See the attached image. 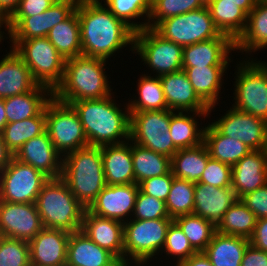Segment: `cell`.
<instances>
[{
  "mask_svg": "<svg viewBox=\"0 0 267 266\" xmlns=\"http://www.w3.org/2000/svg\"><path fill=\"white\" fill-rule=\"evenodd\" d=\"M82 55L107 60L128 44L134 51L135 31L116 18L100 0L77 3Z\"/></svg>",
  "mask_w": 267,
  "mask_h": 266,
  "instance_id": "1",
  "label": "cell"
},
{
  "mask_svg": "<svg viewBox=\"0 0 267 266\" xmlns=\"http://www.w3.org/2000/svg\"><path fill=\"white\" fill-rule=\"evenodd\" d=\"M111 96L98 100H80L67 103L78 114L88 144L91 146L120 144L130 139L128 104L125 108L127 112H123L117 107V103H114L116 101Z\"/></svg>",
  "mask_w": 267,
  "mask_h": 266,
  "instance_id": "2",
  "label": "cell"
},
{
  "mask_svg": "<svg viewBox=\"0 0 267 266\" xmlns=\"http://www.w3.org/2000/svg\"><path fill=\"white\" fill-rule=\"evenodd\" d=\"M106 61L85 55L67 59L62 81L53 91V97L64 103H73L112 95L104 70Z\"/></svg>",
  "mask_w": 267,
  "mask_h": 266,
  "instance_id": "3",
  "label": "cell"
},
{
  "mask_svg": "<svg viewBox=\"0 0 267 266\" xmlns=\"http://www.w3.org/2000/svg\"><path fill=\"white\" fill-rule=\"evenodd\" d=\"M63 157L61 179L87 209L107 185L101 147L88 145Z\"/></svg>",
  "mask_w": 267,
  "mask_h": 266,
  "instance_id": "4",
  "label": "cell"
},
{
  "mask_svg": "<svg viewBox=\"0 0 267 266\" xmlns=\"http://www.w3.org/2000/svg\"><path fill=\"white\" fill-rule=\"evenodd\" d=\"M44 228L81 230L85 208L61 178L49 179L35 201Z\"/></svg>",
  "mask_w": 267,
  "mask_h": 266,
  "instance_id": "5",
  "label": "cell"
},
{
  "mask_svg": "<svg viewBox=\"0 0 267 266\" xmlns=\"http://www.w3.org/2000/svg\"><path fill=\"white\" fill-rule=\"evenodd\" d=\"M12 49L29 67L33 80L52 92L61 83L66 60L47 37L10 40Z\"/></svg>",
  "mask_w": 267,
  "mask_h": 266,
  "instance_id": "6",
  "label": "cell"
},
{
  "mask_svg": "<svg viewBox=\"0 0 267 266\" xmlns=\"http://www.w3.org/2000/svg\"><path fill=\"white\" fill-rule=\"evenodd\" d=\"M128 220L124 222V264L132 259L136 265H144L162 252L173 219Z\"/></svg>",
  "mask_w": 267,
  "mask_h": 266,
  "instance_id": "7",
  "label": "cell"
},
{
  "mask_svg": "<svg viewBox=\"0 0 267 266\" xmlns=\"http://www.w3.org/2000/svg\"><path fill=\"white\" fill-rule=\"evenodd\" d=\"M45 118L46 132L62 157L89 145L78 114L70 104L52 96L45 106Z\"/></svg>",
  "mask_w": 267,
  "mask_h": 266,
  "instance_id": "8",
  "label": "cell"
},
{
  "mask_svg": "<svg viewBox=\"0 0 267 266\" xmlns=\"http://www.w3.org/2000/svg\"><path fill=\"white\" fill-rule=\"evenodd\" d=\"M253 61L239 64L233 108L267 122V63Z\"/></svg>",
  "mask_w": 267,
  "mask_h": 266,
  "instance_id": "9",
  "label": "cell"
},
{
  "mask_svg": "<svg viewBox=\"0 0 267 266\" xmlns=\"http://www.w3.org/2000/svg\"><path fill=\"white\" fill-rule=\"evenodd\" d=\"M171 110L130 112V139L135 144L171 158L179 149L170 130Z\"/></svg>",
  "mask_w": 267,
  "mask_h": 266,
  "instance_id": "10",
  "label": "cell"
},
{
  "mask_svg": "<svg viewBox=\"0 0 267 266\" xmlns=\"http://www.w3.org/2000/svg\"><path fill=\"white\" fill-rule=\"evenodd\" d=\"M153 30L165 40L183 47L216 38L221 34L214 25L207 6L166 18Z\"/></svg>",
  "mask_w": 267,
  "mask_h": 266,
  "instance_id": "11",
  "label": "cell"
},
{
  "mask_svg": "<svg viewBox=\"0 0 267 266\" xmlns=\"http://www.w3.org/2000/svg\"><path fill=\"white\" fill-rule=\"evenodd\" d=\"M134 51L156 76L182 70L183 46L165 40L151 28L135 32Z\"/></svg>",
  "mask_w": 267,
  "mask_h": 266,
  "instance_id": "12",
  "label": "cell"
},
{
  "mask_svg": "<svg viewBox=\"0 0 267 266\" xmlns=\"http://www.w3.org/2000/svg\"><path fill=\"white\" fill-rule=\"evenodd\" d=\"M48 180L42 172L13 156L7 167L0 172V201L35 203Z\"/></svg>",
  "mask_w": 267,
  "mask_h": 266,
  "instance_id": "13",
  "label": "cell"
},
{
  "mask_svg": "<svg viewBox=\"0 0 267 266\" xmlns=\"http://www.w3.org/2000/svg\"><path fill=\"white\" fill-rule=\"evenodd\" d=\"M211 124L222 135L243 142L252 151L267 150V122L263 119L232 107Z\"/></svg>",
  "mask_w": 267,
  "mask_h": 266,
  "instance_id": "14",
  "label": "cell"
},
{
  "mask_svg": "<svg viewBox=\"0 0 267 266\" xmlns=\"http://www.w3.org/2000/svg\"><path fill=\"white\" fill-rule=\"evenodd\" d=\"M74 0H57L49 9L31 17H9L11 40L46 37L57 24L66 20L76 9Z\"/></svg>",
  "mask_w": 267,
  "mask_h": 266,
  "instance_id": "15",
  "label": "cell"
},
{
  "mask_svg": "<svg viewBox=\"0 0 267 266\" xmlns=\"http://www.w3.org/2000/svg\"><path fill=\"white\" fill-rule=\"evenodd\" d=\"M43 228L35 203L0 201V236L30 242Z\"/></svg>",
  "mask_w": 267,
  "mask_h": 266,
  "instance_id": "16",
  "label": "cell"
},
{
  "mask_svg": "<svg viewBox=\"0 0 267 266\" xmlns=\"http://www.w3.org/2000/svg\"><path fill=\"white\" fill-rule=\"evenodd\" d=\"M138 191L137 183L106 185L87 210L99 217L124 223L125 217L133 216L130 212L134 211Z\"/></svg>",
  "mask_w": 267,
  "mask_h": 266,
  "instance_id": "17",
  "label": "cell"
},
{
  "mask_svg": "<svg viewBox=\"0 0 267 266\" xmlns=\"http://www.w3.org/2000/svg\"><path fill=\"white\" fill-rule=\"evenodd\" d=\"M169 110L182 112H211L197 95L184 70L159 76Z\"/></svg>",
  "mask_w": 267,
  "mask_h": 266,
  "instance_id": "18",
  "label": "cell"
},
{
  "mask_svg": "<svg viewBox=\"0 0 267 266\" xmlns=\"http://www.w3.org/2000/svg\"><path fill=\"white\" fill-rule=\"evenodd\" d=\"M70 232L43 228L30 242L31 266H66Z\"/></svg>",
  "mask_w": 267,
  "mask_h": 266,
  "instance_id": "19",
  "label": "cell"
},
{
  "mask_svg": "<svg viewBox=\"0 0 267 266\" xmlns=\"http://www.w3.org/2000/svg\"><path fill=\"white\" fill-rule=\"evenodd\" d=\"M14 157L49 179L61 178L63 157L56 151L47 132L25 142Z\"/></svg>",
  "mask_w": 267,
  "mask_h": 266,
  "instance_id": "20",
  "label": "cell"
},
{
  "mask_svg": "<svg viewBox=\"0 0 267 266\" xmlns=\"http://www.w3.org/2000/svg\"><path fill=\"white\" fill-rule=\"evenodd\" d=\"M234 50L235 42L221 33L216 38L184 46L183 67H228L231 60L228 53Z\"/></svg>",
  "mask_w": 267,
  "mask_h": 266,
  "instance_id": "21",
  "label": "cell"
},
{
  "mask_svg": "<svg viewBox=\"0 0 267 266\" xmlns=\"http://www.w3.org/2000/svg\"><path fill=\"white\" fill-rule=\"evenodd\" d=\"M81 231L124 264V223L84 211Z\"/></svg>",
  "mask_w": 267,
  "mask_h": 266,
  "instance_id": "22",
  "label": "cell"
},
{
  "mask_svg": "<svg viewBox=\"0 0 267 266\" xmlns=\"http://www.w3.org/2000/svg\"><path fill=\"white\" fill-rule=\"evenodd\" d=\"M267 184V150L251 151L232 166L231 187L237 199Z\"/></svg>",
  "mask_w": 267,
  "mask_h": 266,
  "instance_id": "23",
  "label": "cell"
},
{
  "mask_svg": "<svg viewBox=\"0 0 267 266\" xmlns=\"http://www.w3.org/2000/svg\"><path fill=\"white\" fill-rule=\"evenodd\" d=\"M236 200L237 197L232 187L218 188L196 182L193 214L211 221L217 226L225 212Z\"/></svg>",
  "mask_w": 267,
  "mask_h": 266,
  "instance_id": "24",
  "label": "cell"
},
{
  "mask_svg": "<svg viewBox=\"0 0 267 266\" xmlns=\"http://www.w3.org/2000/svg\"><path fill=\"white\" fill-rule=\"evenodd\" d=\"M109 251L94 243L81 230L72 232L67 246L66 266H122Z\"/></svg>",
  "mask_w": 267,
  "mask_h": 266,
  "instance_id": "25",
  "label": "cell"
},
{
  "mask_svg": "<svg viewBox=\"0 0 267 266\" xmlns=\"http://www.w3.org/2000/svg\"><path fill=\"white\" fill-rule=\"evenodd\" d=\"M37 85L29 67L11 48L0 60V98L28 93Z\"/></svg>",
  "mask_w": 267,
  "mask_h": 266,
  "instance_id": "26",
  "label": "cell"
},
{
  "mask_svg": "<svg viewBox=\"0 0 267 266\" xmlns=\"http://www.w3.org/2000/svg\"><path fill=\"white\" fill-rule=\"evenodd\" d=\"M101 146V158L107 185L134 183L131 141Z\"/></svg>",
  "mask_w": 267,
  "mask_h": 266,
  "instance_id": "27",
  "label": "cell"
},
{
  "mask_svg": "<svg viewBox=\"0 0 267 266\" xmlns=\"http://www.w3.org/2000/svg\"><path fill=\"white\" fill-rule=\"evenodd\" d=\"M52 96L53 92L48 87L37 85L28 93L5 98L7 124L37 116Z\"/></svg>",
  "mask_w": 267,
  "mask_h": 266,
  "instance_id": "28",
  "label": "cell"
},
{
  "mask_svg": "<svg viewBox=\"0 0 267 266\" xmlns=\"http://www.w3.org/2000/svg\"><path fill=\"white\" fill-rule=\"evenodd\" d=\"M250 240L245 237L215 232L203 251L213 266H241L245 249Z\"/></svg>",
  "mask_w": 267,
  "mask_h": 266,
  "instance_id": "29",
  "label": "cell"
},
{
  "mask_svg": "<svg viewBox=\"0 0 267 266\" xmlns=\"http://www.w3.org/2000/svg\"><path fill=\"white\" fill-rule=\"evenodd\" d=\"M267 47V0H257L247 17L244 32L235 41V49L255 52Z\"/></svg>",
  "mask_w": 267,
  "mask_h": 266,
  "instance_id": "30",
  "label": "cell"
},
{
  "mask_svg": "<svg viewBox=\"0 0 267 266\" xmlns=\"http://www.w3.org/2000/svg\"><path fill=\"white\" fill-rule=\"evenodd\" d=\"M203 143L211 158L233 166L252 150L243 142L222 135L212 124L204 130Z\"/></svg>",
  "mask_w": 267,
  "mask_h": 266,
  "instance_id": "31",
  "label": "cell"
},
{
  "mask_svg": "<svg viewBox=\"0 0 267 266\" xmlns=\"http://www.w3.org/2000/svg\"><path fill=\"white\" fill-rule=\"evenodd\" d=\"M209 158L204 143L192 148L179 149L171 157V172L175 178L199 182Z\"/></svg>",
  "mask_w": 267,
  "mask_h": 266,
  "instance_id": "32",
  "label": "cell"
},
{
  "mask_svg": "<svg viewBox=\"0 0 267 266\" xmlns=\"http://www.w3.org/2000/svg\"><path fill=\"white\" fill-rule=\"evenodd\" d=\"M227 67H182L197 95L213 109L221 92Z\"/></svg>",
  "mask_w": 267,
  "mask_h": 266,
  "instance_id": "33",
  "label": "cell"
},
{
  "mask_svg": "<svg viewBox=\"0 0 267 266\" xmlns=\"http://www.w3.org/2000/svg\"><path fill=\"white\" fill-rule=\"evenodd\" d=\"M46 37L65 60L82 55L77 11L75 10L66 20L55 25Z\"/></svg>",
  "mask_w": 267,
  "mask_h": 266,
  "instance_id": "34",
  "label": "cell"
},
{
  "mask_svg": "<svg viewBox=\"0 0 267 266\" xmlns=\"http://www.w3.org/2000/svg\"><path fill=\"white\" fill-rule=\"evenodd\" d=\"M183 113L178 111L175 113L171 110L170 134L174 145L178 149L192 148L199 146L204 140L205 128H198L199 124L195 121V117L208 116L209 112H193L192 117L190 112ZM190 114V115H188Z\"/></svg>",
  "mask_w": 267,
  "mask_h": 266,
  "instance_id": "35",
  "label": "cell"
},
{
  "mask_svg": "<svg viewBox=\"0 0 267 266\" xmlns=\"http://www.w3.org/2000/svg\"><path fill=\"white\" fill-rule=\"evenodd\" d=\"M214 25L234 42L244 32L248 14L231 2H207Z\"/></svg>",
  "mask_w": 267,
  "mask_h": 266,
  "instance_id": "36",
  "label": "cell"
},
{
  "mask_svg": "<svg viewBox=\"0 0 267 266\" xmlns=\"http://www.w3.org/2000/svg\"><path fill=\"white\" fill-rule=\"evenodd\" d=\"M134 167V183L168 174L171 171V158L131 142Z\"/></svg>",
  "mask_w": 267,
  "mask_h": 266,
  "instance_id": "37",
  "label": "cell"
},
{
  "mask_svg": "<svg viewBox=\"0 0 267 266\" xmlns=\"http://www.w3.org/2000/svg\"><path fill=\"white\" fill-rule=\"evenodd\" d=\"M46 132L45 108L35 117L8 123L1 133L7 149L13 156L25 142Z\"/></svg>",
  "mask_w": 267,
  "mask_h": 266,
  "instance_id": "38",
  "label": "cell"
},
{
  "mask_svg": "<svg viewBox=\"0 0 267 266\" xmlns=\"http://www.w3.org/2000/svg\"><path fill=\"white\" fill-rule=\"evenodd\" d=\"M257 218L246 205L237 199L225 212L223 219L216 226L221 234L240 236L250 239L253 236Z\"/></svg>",
  "mask_w": 267,
  "mask_h": 266,
  "instance_id": "39",
  "label": "cell"
},
{
  "mask_svg": "<svg viewBox=\"0 0 267 266\" xmlns=\"http://www.w3.org/2000/svg\"><path fill=\"white\" fill-rule=\"evenodd\" d=\"M138 100L128 103L130 112L158 111L169 109L167 107L164 92L159 76L143 75L138 79Z\"/></svg>",
  "mask_w": 267,
  "mask_h": 266,
  "instance_id": "40",
  "label": "cell"
},
{
  "mask_svg": "<svg viewBox=\"0 0 267 266\" xmlns=\"http://www.w3.org/2000/svg\"><path fill=\"white\" fill-rule=\"evenodd\" d=\"M173 221L197 252H203L206 249L216 232V226L211 221L194 214L179 216Z\"/></svg>",
  "mask_w": 267,
  "mask_h": 266,
  "instance_id": "41",
  "label": "cell"
},
{
  "mask_svg": "<svg viewBox=\"0 0 267 266\" xmlns=\"http://www.w3.org/2000/svg\"><path fill=\"white\" fill-rule=\"evenodd\" d=\"M195 183L185 179L173 178L170 192L165 201L171 219L193 214Z\"/></svg>",
  "mask_w": 267,
  "mask_h": 266,
  "instance_id": "42",
  "label": "cell"
},
{
  "mask_svg": "<svg viewBox=\"0 0 267 266\" xmlns=\"http://www.w3.org/2000/svg\"><path fill=\"white\" fill-rule=\"evenodd\" d=\"M106 7L109 11L118 19L125 22L135 32L143 30L148 27L146 21L131 22L130 20L140 18V16H146L149 21L150 15V2L151 0H105ZM138 23V24H137Z\"/></svg>",
  "mask_w": 267,
  "mask_h": 266,
  "instance_id": "43",
  "label": "cell"
},
{
  "mask_svg": "<svg viewBox=\"0 0 267 266\" xmlns=\"http://www.w3.org/2000/svg\"><path fill=\"white\" fill-rule=\"evenodd\" d=\"M207 6V0H151L148 28L160 21ZM151 20V21H150Z\"/></svg>",
  "mask_w": 267,
  "mask_h": 266,
  "instance_id": "44",
  "label": "cell"
},
{
  "mask_svg": "<svg viewBox=\"0 0 267 266\" xmlns=\"http://www.w3.org/2000/svg\"><path fill=\"white\" fill-rule=\"evenodd\" d=\"M0 266H31L29 242L0 236Z\"/></svg>",
  "mask_w": 267,
  "mask_h": 266,
  "instance_id": "45",
  "label": "cell"
},
{
  "mask_svg": "<svg viewBox=\"0 0 267 266\" xmlns=\"http://www.w3.org/2000/svg\"><path fill=\"white\" fill-rule=\"evenodd\" d=\"M163 250L167 255L175 256V258L177 256L176 266H180L191 255L197 253L189 239L174 221L168 227Z\"/></svg>",
  "mask_w": 267,
  "mask_h": 266,
  "instance_id": "46",
  "label": "cell"
},
{
  "mask_svg": "<svg viewBox=\"0 0 267 266\" xmlns=\"http://www.w3.org/2000/svg\"><path fill=\"white\" fill-rule=\"evenodd\" d=\"M133 213V219L136 220L171 219L164 201L146 195L140 190L136 197Z\"/></svg>",
  "mask_w": 267,
  "mask_h": 266,
  "instance_id": "47",
  "label": "cell"
},
{
  "mask_svg": "<svg viewBox=\"0 0 267 266\" xmlns=\"http://www.w3.org/2000/svg\"><path fill=\"white\" fill-rule=\"evenodd\" d=\"M231 179L232 166L210 157L199 182L218 188H226L231 187Z\"/></svg>",
  "mask_w": 267,
  "mask_h": 266,
  "instance_id": "48",
  "label": "cell"
},
{
  "mask_svg": "<svg viewBox=\"0 0 267 266\" xmlns=\"http://www.w3.org/2000/svg\"><path fill=\"white\" fill-rule=\"evenodd\" d=\"M173 178L174 176L170 171L168 174L162 176L145 179L138 184L139 190L146 195L165 202L170 192Z\"/></svg>",
  "mask_w": 267,
  "mask_h": 266,
  "instance_id": "49",
  "label": "cell"
},
{
  "mask_svg": "<svg viewBox=\"0 0 267 266\" xmlns=\"http://www.w3.org/2000/svg\"><path fill=\"white\" fill-rule=\"evenodd\" d=\"M240 199L257 219L267 217V184L245 194Z\"/></svg>",
  "mask_w": 267,
  "mask_h": 266,
  "instance_id": "50",
  "label": "cell"
},
{
  "mask_svg": "<svg viewBox=\"0 0 267 266\" xmlns=\"http://www.w3.org/2000/svg\"><path fill=\"white\" fill-rule=\"evenodd\" d=\"M57 0H21L10 17H31L49 9Z\"/></svg>",
  "mask_w": 267,
  "mask_h": 266,
  "instance_id": "51",
  "label": "cell"
},
{
  "mask_svg": "<svg viewBox=\"0 0 267 266\" xmlns=\"http://www.w3.org/2000/svg\"><path fill=\"white\" fill-rule=\"evenodd\" d=\"M249 240L253 247L267 252V217L257 219L253 236Z\"/></svg>",
  "mask_w": 267,
  "mask_h": 266,
  "instance_id": "52",
  "label": "cell"
},
{
  "mask_svg": "<svg viewBox=\"0 0 267 266\" xmlns=\"http://www.w3.org/2000/svg\"><path fill=\"white\" fill-rule=\"evenodd\" d=\"M241 266H267V252L249 244L245 249Z\"/></svg>",
  "mask_w": 267,
  "mask_h": 266,
  "instance_id": "53",
  "label": "cell"
},
{
  "mask_svg": "<svg viewBox=\"0 0 267 266\" xmlns=\"http://www.w3.org/2000/svg\"><path fill=\"white\" fill-rule=\"evenodd\" d=\"M180 266H213L204 252H197L186 259Z\"/></svg>",
  "mask_w": 267,
  "mask_h": 266,
  "instance_id": "54",
  "label": "cell"
},
{
  "mask_svg": "<svg viewBox=\"0 0 267 266\" xmlns=\"http://www.w3.org/2000/svg\"><path fill=\"white\" fill-rule=\"evenodd\" d=\"M13 154L7 149L6 144L0 134V172H2L10 163Z\"/></svg>",
  "mask_w": 267,
  "mask_h": 266,
  "instance_id": "55",
  "label": "cell"
},
{
  "mask_svg": "<svg viewBox=\"0 0 267 266\" xmlns=\"http://www.w3.org/2000/svg\"><path fill=\"white\" fill-rule=\"evenodd\" d=\"M207 2H231L243 9L247 14L255 7L257 0H207Z\"/></svg>",
  "mask_w": 267,
  "mask_h": 266,
  "instance_id": "56",
  "label": "cell"
},
{
  "mask_svg": "<svg viewBox=\"0 0 267 266\" xmlns=\"http://www.w3.org/2000/svg\"><path fill=\"white\" fill-rule=\"evenodd\" d=\"M20 1L21 0H0V9L10 17L18 7Z\"/></svg>",
  "mask_w": 267,
  "mask_h": 266,
  "instance_id": "57",
  "label": "cell"
},
{
  "mask_svg": "<svg viewBox=\"0 0 267 266\" xmlns=\"http://www.w3.org/2000/svg\"><path fill=\"white\" fill-rule=\"evenodd\" d=\"M5 25L6 30L8 31L7 34H9V38H11V29L9 24V16H7L1 9H0V30L2 28V25ZM3 38V33L0 31V42Z\"/></svg>",
  "mask_w": 267,
  "mask_h": 266,
  "instance_id": "58",
  "label": "cell"
},
{
  "mask_svg": "<svg viewBox=\"0 0 267 266\" xmlns=\"http://www.w3.org/2000/svg\"><path fill=\"white\" fill-rule=\"evenodd\" d=\"M7 125L6 109L4 106V99L0 98V134Z\"/></svg>",
  "mask_w": 267,
  "mask_h": 266,
  "instance_id": "59",
  "label": "cell"
},
{
  "mask_svg": "<svg viewBox=\"0 0 267 266\" xmlns=\"http://www.w3.org/2000/svg\"><path fill=\"white\" fill-rule=\"evenodd\" d=\"M74 1H76L77 3H79V2L86 1V0H74Z\"/></svg>",
  "mask_w": 267,
  "mask_h": 266,
  "instance_id": "60",
  "label": "cell"
}]
</instances>
